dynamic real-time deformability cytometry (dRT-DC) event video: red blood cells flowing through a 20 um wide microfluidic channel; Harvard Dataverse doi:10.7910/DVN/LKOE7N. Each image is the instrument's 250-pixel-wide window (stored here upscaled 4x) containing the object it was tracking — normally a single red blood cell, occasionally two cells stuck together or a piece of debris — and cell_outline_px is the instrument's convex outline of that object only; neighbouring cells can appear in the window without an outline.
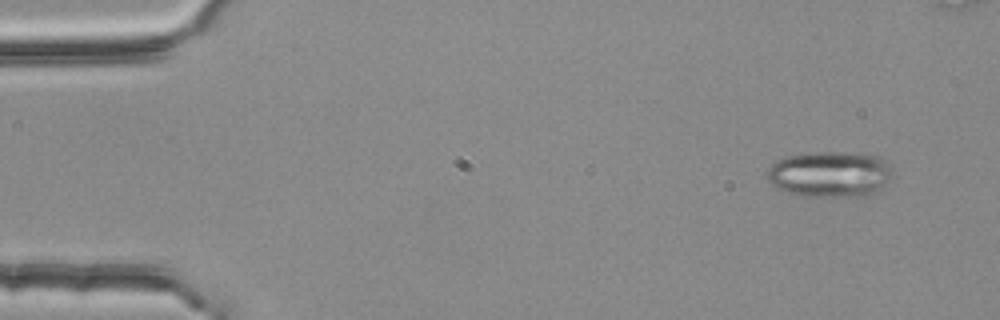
{"species": "common noctule bat (a hibernating species)", "species_latin": "Nyctalus noctula", "temperature_condition": "room temperature", "stored_images_in_passage": 4, "segment_of_instrument_passage": [1, 2], "camera_frame_rate_fps": 3000, "um_per_image_px": 0.085, "animal": {"sex": "female", "body_mass_g": 25.1}, "frame": {"image": 1, "passage_image": 1, "time_ms": 0.0, "image_size_px": [1000, 320], "cell_outline_px": [[892, 180], [888, 184], [876, 192], [868, 196], [800, 196], [776, 188], [768, 180], [768, 168], [776, 160], [788, 156], [812, 152], [864, 152], [880, 156], [888, 164], [892, 176]], "centroid_in_image_um": [70.59, 14.8], "position_along_channel_um": 14.4, "area_um2": 34.04}}